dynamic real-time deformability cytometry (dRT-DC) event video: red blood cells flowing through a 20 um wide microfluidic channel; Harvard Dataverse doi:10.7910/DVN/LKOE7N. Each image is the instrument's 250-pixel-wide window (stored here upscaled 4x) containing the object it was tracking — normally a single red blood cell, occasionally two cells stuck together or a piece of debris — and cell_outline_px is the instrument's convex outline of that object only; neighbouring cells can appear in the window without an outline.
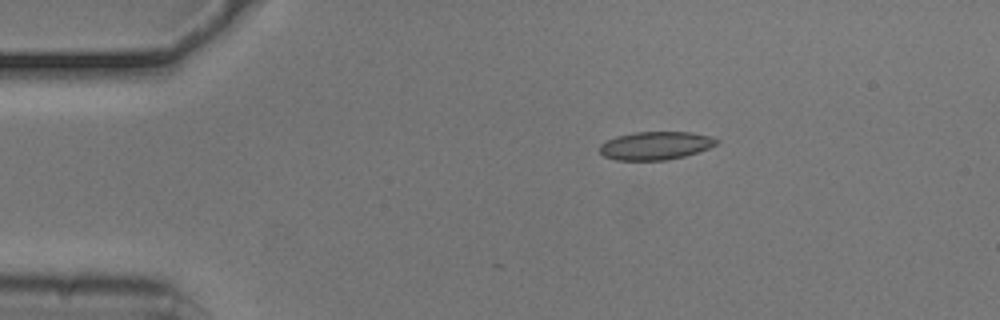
{"species": "common noctule bat (a hibernating species)", "species_latin": "Nyctalus noctula", "temperature_condition": "cold", "stored_images_in_passage": 6, "camera_frame_rate_fps": 3000, "um_per_image_px": 0.085, "animal": {"sex": "male", "body_mass_g": 20.5, "forearm_length_mm": 52.5}, "frame": {"image": 1, "passage_image": 1, "time_ms": 0.0, "image_size_px": [1000, 320], "cell_outline_px": [[720, 140], [716, 144], [708, 148], [684, 156], [668, 160], [616, 160], [604, 156], [600, 152], [600, 144], [616, 136], [632, 132], [692, 132], [708, 136]], "centroid_in_image_um": [55.7, 12.37], "position_along_channel_um": 29.3, "area_um2": 19.07}}